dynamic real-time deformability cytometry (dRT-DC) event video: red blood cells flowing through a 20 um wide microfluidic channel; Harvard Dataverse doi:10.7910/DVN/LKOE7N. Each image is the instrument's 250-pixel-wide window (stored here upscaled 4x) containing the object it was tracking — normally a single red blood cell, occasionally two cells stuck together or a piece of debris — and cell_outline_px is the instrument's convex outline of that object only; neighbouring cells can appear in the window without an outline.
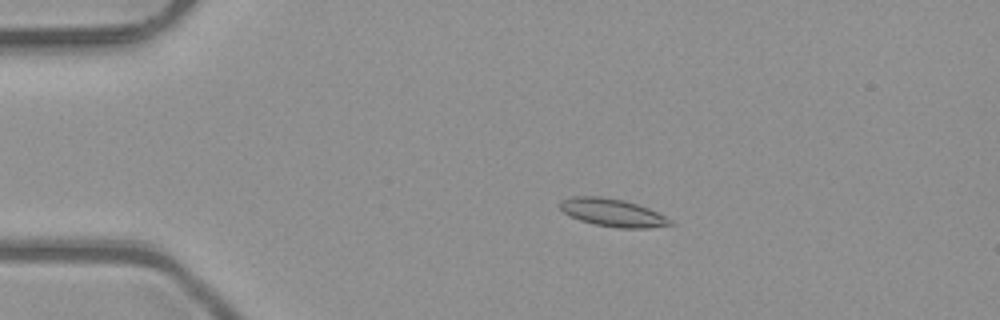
{"species": "common noctule bat (a hibernating species)", "species_latin": "Nyctalus noctula", "temperature_condition": "room temperature", "stored_images_in_passage": 5, "camera_frame_rate_fps": 3000, "um_per_image_px": 0.085, "animal": {"sex": "male", "body_mass_g": 23.1, "forearm_length_mm": 52.7}, "frame": {"image": 1, "passage_image": 3, "time_ms": 0.667, "image_size_px": [1000, 320], "cell_outline_px": [[676, 224], [648, 228], [620, 228], [596, 224], [580, 220], [564, 212], [560, 208], [560, 200], [572, 196], [600, 196], [624, 200], [648, 208], [672, 220]], "centroid_in_image_um": [52.08, 18.07], "position_along_channel_um": 32.9, "area_um2": 17.69}}